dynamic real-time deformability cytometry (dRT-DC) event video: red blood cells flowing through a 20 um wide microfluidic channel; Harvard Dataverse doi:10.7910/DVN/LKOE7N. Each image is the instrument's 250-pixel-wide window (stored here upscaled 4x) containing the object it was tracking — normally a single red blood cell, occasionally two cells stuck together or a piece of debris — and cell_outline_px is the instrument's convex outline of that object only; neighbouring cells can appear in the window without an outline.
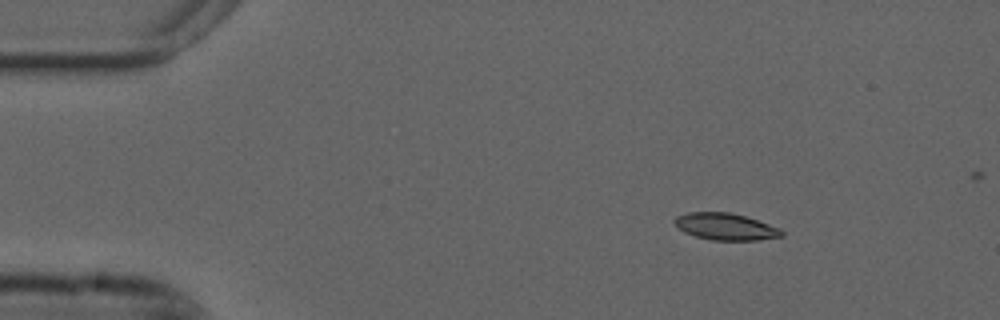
{"species": "common noctule bat (a hibernating species)", "species_latin": "Nyctalus noctula", "temperature_condition": "cold", "stored_images_in_passage": 46, "camera_frame_rate_fps": 3000, "um_per_image_px": 0.085, "animal": {"sex": "male", "forearm_length_mm": 52.5}, "frame": {"image": 1, "passage_image": 1, "time_ms": 0.0, "image_size_px": [1000, 320], "cell_outline_px": [[784, 236], [760, 240], [712, 240], [696, 236], [684, 232], [672, 220], [676, 216], [688, 212], [728, 212], [744, 216], [780, 228], [784, 232]], "centroid_in_image_um": [61.68, 19.26], "position_along_channel_um": 23.3, "area_um2": 16.65}}
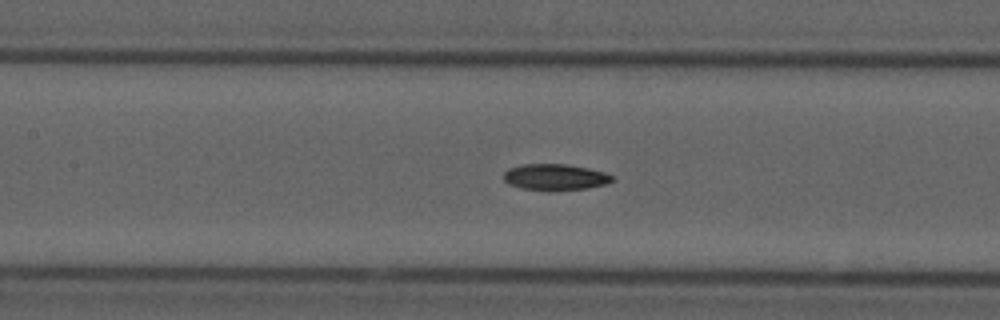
{"frame": {"image": 2, "passage_image": 18, "time_ms": 5.667, "image_size_px": [1000, 320], "cell_outline_px": [[616, 180], [608, 184], [588, 188], [548, 192], [520, 188], [508, 184], [504, 180], [504, 172], [508, 168], [524, 164], [568, 164], [588, 168], [604, 172], [616, 176]], "centroid_in_image_um": [47.23, 15.07], "position_along_channel_um": 160.2, "area_um2": 17.17}}
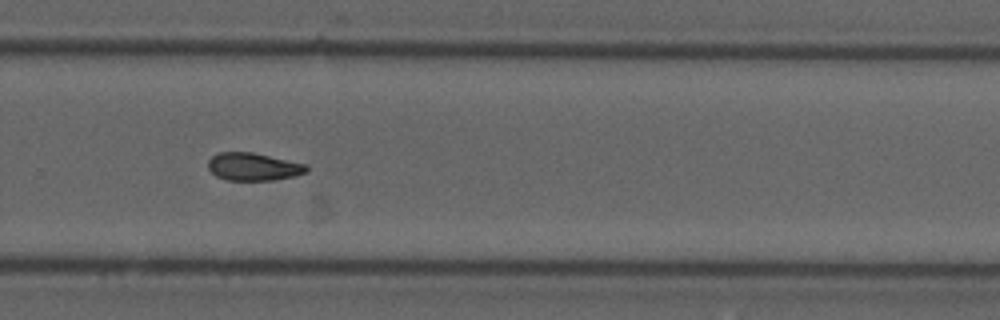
{"frame": {"image": 3, "passage_image": 30, "time_ms": 9.667, "image_size_px": [1000, 320], "cell_outline_px": [[308, 172], [296, 176], [272, 180], [228, 180], [216, 176], [208, 168], [208, 160], [212, 156], [220, 152], [252, 152], [308, 164]], "centroid_in_image_um": [21.57, 14.17], "position_along_channel_um": 308.2, "area_um2": 16.01}}